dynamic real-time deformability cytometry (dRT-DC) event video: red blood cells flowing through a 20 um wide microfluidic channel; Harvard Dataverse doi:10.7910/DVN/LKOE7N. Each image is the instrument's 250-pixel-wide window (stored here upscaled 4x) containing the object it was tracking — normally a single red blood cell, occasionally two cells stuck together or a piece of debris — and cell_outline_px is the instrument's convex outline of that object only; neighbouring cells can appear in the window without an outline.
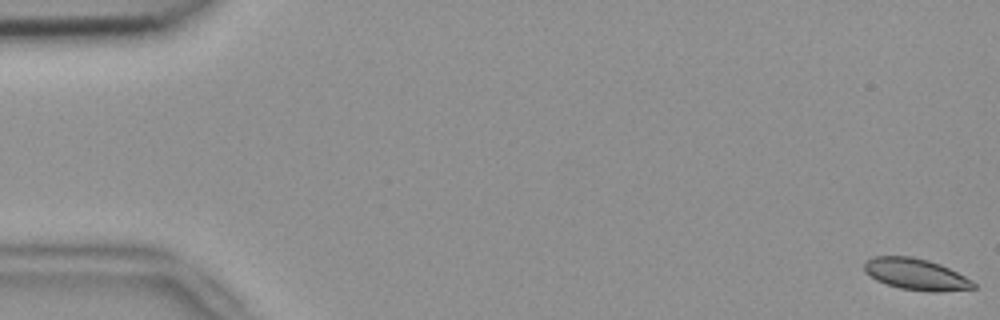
{"species": "common noctule bat (a hibernating species)", "species_latin": "Nyctalus noctula", "temperature_condition": "room temperature", "stored_images_in_passage": 54, "camera_frame_rate_fps": 3000, "um_per_image_px": 0.085, "animal": {"sex": "female", "body_mass_g": 18.4}, "frame": {"image": 1, "passage_image": 1, "time_ms": 0.0, "image_size_px": [1000, 320], "cell_outline_px": [[976, 288], [940, 292], [928, 292], [900, 288], [876, 280], [864, 272], [864, 260], [872, 256], [912, 256], [928, 260], [940, 264], [972, 280], [976, 284]], "centroid_in_image_um": [77.83, 23.31], "position_along_channel_um": 7.2, "area_um2": 20.11}}
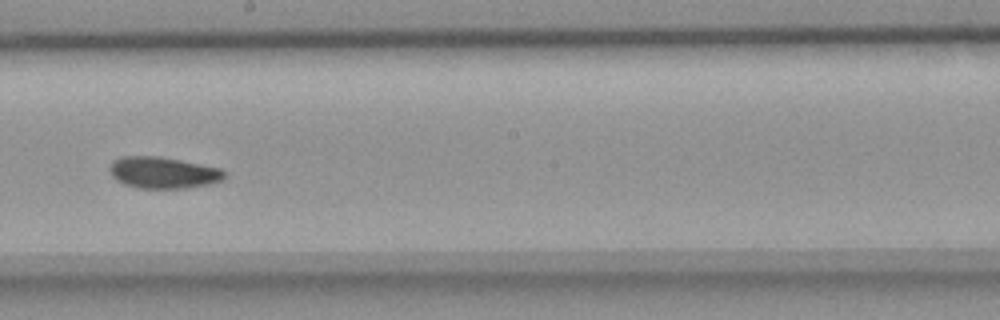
{"frame": {"image": 2, "passage_image": 31, "time_ms": 10.0, "image_size_px": [1000, 320], "cell_outline_px": [[228, 176], [224, 180], [208, 184], [188, 188], [136, 188], [124, 184], [116, 180], [112, 176], [108, 168], [112, 160], [120, 156], [160, 156], [220, 168]], "centroid_in_image_um": [13.84, 14.67], "position_along_channel_um": 234.4, "area_um2": 21.33}}
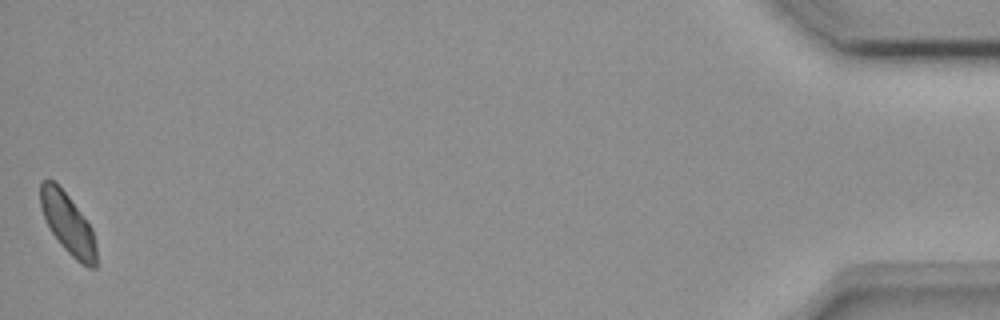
{"frame": {"image": 3, "passage_image": 54, "time_ms": 17.667, "image_size_px": [1000, 320], "cell_outline_px": [[96, 268], [88, 268], [80, 264], [60, 244], [52, 232], [44, 216], [40, 204], [40, 180], [52, 180], [68, 196], [92, 228], [96, 244]], "centroid_in_image_um": [5.78, 19.05], "position_along_channel_um": 429.4, "area_um2": 19.42}, "authors_computed_cell_mechanics": {"area_um2": 20.6057, "velocity_mm_per_s": 3.7698, "shape_relaxation_time_tau1_ms": 4.6539, "shape_relaxation_time_tau2_ms": null, "deformation_change_tau1": 0.0917, "deformation_change_tau2": null}}